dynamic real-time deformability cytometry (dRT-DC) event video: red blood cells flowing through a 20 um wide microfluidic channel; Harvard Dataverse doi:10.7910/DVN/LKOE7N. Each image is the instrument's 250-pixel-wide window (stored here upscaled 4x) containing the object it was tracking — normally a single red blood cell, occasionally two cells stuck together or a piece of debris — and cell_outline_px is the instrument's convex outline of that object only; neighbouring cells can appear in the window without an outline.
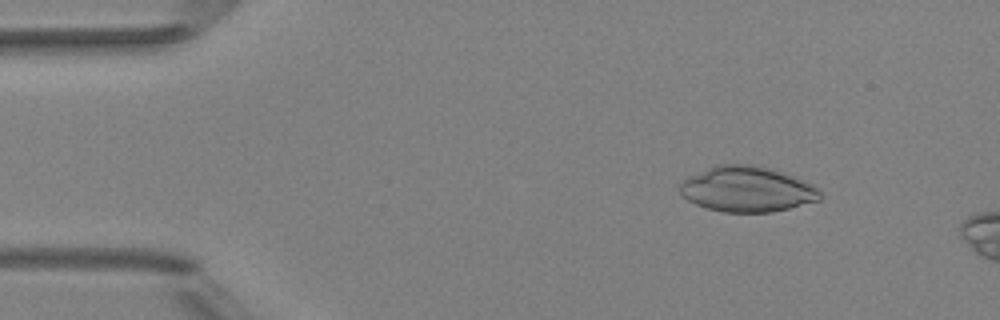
{"species": "Egyptian fruit bat (a non-hibernating species)", "species_latin": "Rousettus aegyptiacus", "temperature_condition": "room temperature", "stored_images_in_passage": 4, "camera_frame_rate_fps": 3000, "um_per_image_px": 0.085, "animal": {"sex": "female"}, "frame": {"image": 1, "passage_image": 2, "time_ms": 1.333, "image_size_px": [1000, 320], "cell_outline_px": [[820, 200], [772, 212], [724, 212], [708, 208], [696, 204], [680, 196], [680, 180], [684, 176], [716, 164], [752, 164], [772, 168], [784, 172], [812, 184], [820, 192]], "centroid_in_image_um": [63.43, 16.05], "position_along_channel_um": 21.6, "area_um2": 37.51}}